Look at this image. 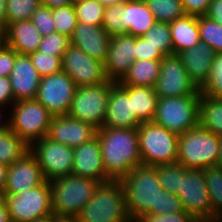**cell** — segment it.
Wrapping results in <instances>:
<instances>
[{"mask_svg": "<svg viewBox=\"0 0 222 222\" xmlns=\"http://www.w3.org/2000/svg\"><path fill=\"white\" fill-rule=\"evenodd\" d=\"M110 40L111 36L101 25L77 22L70 44L80 48L93 59L104 63Z\"/></svg>", "mask_w": 222, "mask_h": 222, "instance_id": "21", "label": "cell"}, {"mask_svg": "<svg viewBox=\"0 0 222 222\" xmlns=\"http://www.w3.org/2000/svg\"><path fill=\"white\" fill-rule=\"evenodd\" d=\"M62 71L72 78L77 87L97 85L108 81L104 63L93 59L83 50L71 44L62 57Z\"/></svg>", "mask_w": 222, "mask_h": 222, "instance_id": "15", "label": "cell"}, {"mask_svg": "<svg viewBox=\"0 0 222 222\" xmlns=\"http://www.w3.org/2000/svg\"><path fill=\"white\" fill-rule=\"evenodd\" d=\"M209 222H222V215L211 218Z\"/></svg>", "mask_w": 222, "mask_h": 222, "instance_id": "60", "label": "cell"}, {"mask_svg": "<svg viewBox=\"0 0 222 222\" xmlns=\"http://www.w3.org/2000/svg\"><path fill=\"white\" fill-rule=\"evenodd\" d=\"M50 182L51 208L57 216H78L100 184L89 178L67 175Z\"/></svg>", "mask_w": 222, "mask_h": 222, "instance_id": "4", "label": "cell"}, {"mask_svg": "<svg viewBox=\"0 0 222 222\" xmlns=\"http://www.w3.org/2000/svg\"><path fill=\"white\" fill-rule=\"evenodd\" d=\"M163 54L143 36L136 37V60H162Z\"/></svg>", "mask_w": 222, "mask_h": 222, "instance_id": "45", "label": "cell"}, {"mask_svg": "<svg viewBox=\"0 0 222 222\" xmlns=\"http://www.w3.org/2000/svg\"><path fill=\"white\" fill-rule=\"evenodd\" d=\"M72 175L89 178L100 183L112 180L104 168L97 135L90 141L73 148Z\"/></svg>", "mask_w": 222, "mask_h": 222, "instance_id": "19", "label": "cell"}, {"mask_svg": "<svg viewBox=\"0 0 222 222\" xmlns=\"http://www.w3.org/2000/svg\"><path fill=\"white\" fill-rule=\"evenodd\" d=\"M46 181L37 158L29 151L21 159L8 166L3 195L19 194L20 191L29 190Z\"/></svg>", "mask_w": 222, "mask_h": 222, "instance_id": "17", "label": "cell"}, {"mask_svg": "<svg viewBox=\"0 0 222 222\" xmlns=\"http://www.w3.org/2000/svg\"><path fill=\"white\" fill-rule=\"evenodd\" d=\"M197 220L186 212L162 215H142L134 222H196Z\"/></svg>", "mask_w": 222, "mask_h": 222, "instance_id": "46", "label": "cell"}, {"mask_svg": "<svg viewBox=\"0 0 222 222\" xmlns=\"http://www.w3.org/2000/svg\"><path fill=\"white\" fill-rule=\"evenodd\" d=\"M161 60H135L120 85L154 87L160 73Z\"/></svg>", "mask_w": 222, "mask_h": 222, "instance_id": "27", "label": "cell"}, {"mask_svg": "<svg viewBox=\"0 0 222 222\" xmlns=\"http://www.w3.org/2000/svg\"><path fill=\"white\" fill-rule=\"evenodd\" d=\"M30 151V146L10 128L0 131V163L12 165Z\"/></svg>", "mask_w": 222, "mask_h": 222, "instance_id": "30", "label": "cell"}, {"mask_svg": "<svg viewBox=\"0 0 222 222\" xmlns=\"http://www.w3.org/2000/svg\"><path fill=\"white\" fill-rule=\"evenodd\" d=\"M199 125L217 136H222V98L201 94Z\"/></svg>", "mask_w": 222, "mask_h": 222, "instance_id": "29", "label": "cell"}, {"mask_svg": "<svg viewBox=\"0 0 222 222\" xmlns=\"http://www.w3.org/2000/svg\"><path fill=\"white\" fill-rule=\"evenodd\" d=\"M212 0H182L185 14L204 16Z\"/></svg>", "mask_w": 222, "mask_h": 222, "instance_id": "48", "label": "cell"}, {"mask_svg": "<svg viewBox=\"0 0 222 222\" xmlns=\"http://www.w3.org/2000/svg\"><path fill=\"white\" fill-rule=\"evenodd\" d=\"M154 90L159 98L201 95L177 54L164 56Z\"/></svg>", "mask_w": 222, "mask_h": 222, "instance_id": "14", "label": "cell"}, {"mask_svg": "<svg viewBox=\"0 0 222 222\" xmlns=\"http://www.w3.org/2000/svg\"><path fill=\"white\" fill-rule=\"evenodd\" d=\"M217 166L222 167V136H219V152H218Z\"/></svg>", "mask_w": 222, "mask_h": 222, "instance_id": "58", "label": "cell"}, {"mask_svg": "<svg viewBox=\"0 0 222 222\" xmlns=\"http://www.w3.org/2000/svg\"><path fill=\"white\" fill-rule=\"evenodd\" d=\"M201 95L159 98L153 122L182 135L199 125Z\"/></svg>", "mask_w": 222, "mask_h": 222, "instance_id": "7", "label": "cell"}, {"mask_svg": "<svg viewBox=\"0 0 222 222\" xmlns=\"http://www.w3.org/2000/svg\"><path fill=\"white\" fill-rule=\"evenodd\" d=\"M47 181L72 175L73 148L44 137L30 146Z\"/></svg>", "mask_w": 222, "mask_h": 222, "instance_id": "13", "label": "cell"}, {"mask_svg": "<svg viewBox=\"0 0 222 222\" xmlns=\"http://www.w3.org/2000/svg\"><path fill=\"white\" fill-rule=\"evenodd\" d=\"M31 21L42 36H46L55 32L52 9L47 6L41 4L34 11Z\"/></svg>", "mask_w": 222, "mask_h": 222, "instance_id": "43", "label": "cell"}, {"mask_svg": "<svg viewBox=\"0 0 222 222\" xmlns=\"http://www.w3.org/2000/svg\"><path fill=\"white\" fill-rule=\"evenodd\" d=\"M33 222H54V214H51V215L44 217V218L37 219Z\"/></svg>", "mask_w": 222, "mask_h": 222, "instance_id": "59", "label": "cell"}, {"mask_svg": "<svg viewBox=\"0 0 222 222\" xmlns=\"http://www.w3.org/2000/svg\"><path fill=\"white\" fill-rule=\"evenodd\" d=\"M55 32L69 38L77 26V16L73 4L52 8Z\"/></svg>", "mask_w": 222, "mask_h": 222, "instance_id": "37", "label": "cell"}, {"mask_svg": "<svg viewBox=\"0 0 222 222\" xmlns=\"http://www.w3.org/2000/svg\"><path fill=\"white\" fill-rule=\"evenodd\" d=\"M3 42L2 40V34L0 33V44Z\"/></svg>", "mask_w": 222, "mask_h": 222, "instance_id": "62", "label": "cell"}, {"mask_svg": "<svg viewBox=\"0 0 222 222\" xmlns=\"http://www.w3.org/2000/svg\"><path fill=\"white\" fill-rule=\"evenodd\" d=\"M185 171L186 168L178 162L157 165V174L162 189L170 194L177 195V189H179V177H181Z\"/></svg>", "mask_w": 222, "mask_h": 222, "instance_id": "38", "label": "cell"}, {"mask_svg": "<svg viewBox=\"0 0 222 222\" xmlns=\"http://www.w3.org/2000/svg\"><path fill=\"white\" fill-rule=\"evenodd\" d=\"M41 0H6V26L18 21L31 20Z\"/></svg>", "mask_w": 222, "mask_h": 222, "instance_id": "35", "label": "cell"}, {"mask_svg": "<svg viewBox=\"0 0 222 222\" xmlns=\"http://www.w3.org/2000/svg\"><path fill=\"white\" fill-rule=\"evenodd\" d=\"M105 7L114 5V4H120V3H125L128 1H133V0H99Z\"/></svg>", "mask_w": 222, "mask_h": 222, "instance_id": "57", "label": "cell"}, {"mask_svg": "<svg viewBox=\"0 0 222 222\" xmlns=\"http://www.w3.org/2000/svg\"><path fill=\"white\" fill-rule=\"evenodd\" d=\"M205 16L222 25V0H212Z\"/></svg>", "mask_w": 222, "mask_h": 222, "instance_id": "50", "label": "cell"}, {"mask_svg": "<svg viewBox=\"0 0 222 222\" xmlns=\"http://www.w3.org/2000/svg\"><path fill=\"white\" fill-rule=\"evenodd\" d=\"M143 37L153 47L158 48L163 56L174 54L169 23L156 21Z\"/></svg>", "mask_w": 222, "mask_h": 222, "instance_id": "34", "label": "cell"}, {"mask_svg": "<svg viewBox=\"0 0 222 222\" xmlns=\"http://www.w3.org/2000/svg\"><path fill=\"white\" fill-rule=\"evenodd\" d=\"M156 22L144 0L126 2V31L134 37L143 36Z\"/></svg>", "mask_w": 222, "mask_h": 222, "instance_id": "28", "label": "cell"}, {"mask_svg": "<svg viewBox=\"0 0 222 222\" xmlns=\"http://www.w3.org/2000/svg\"><path fill=\"white\" fill-rule=\"evenodd\" d=\"M54 222H79L77 216H57L54 215Z\"/></svg>", "mask_w": 222, "mask_h": 222, "instance_id": "56", "label": "cell"}, {"mask_svg": "<svg viewBox=\"0 0 222 222\" xmlns=\"http://www.w3.org/2000/svg\"><path fill=\"white\" fill-rule=\"evenodd\" d=\"M101 26L111 37L127 34L126 2L105 7Z\"/></svg>", "mask_w": 222, "mask_h": 222, "instance_id": "33", "label": "cell"}, {"mask_svg": "<svg viewBox=\"0 0 222 222\" xmlns=\"http://www.w3.org/2000/svg\"><path fill=\"white\" fill-rule=\"evenodd\" d=\"M215 55L213 48L201 41L178 54L191 81L199 90L207 82Z\"/></svg>", "mask_w": 222, "mask_h": 222, "instance_id": "23", "label": "cell"}, {"mask_svg": "<svg viewBox=\"0 0 222 222\" xmlns=\"http://www.w3.org/2000/svg\"><path fill=\"white\" fill-rule=\"evenodd\" d=\"M218 152L219 136L200 125L179 135L177 162L186 169L216 166Z\"/></svg>", "mask_w": 222, "mask_h": 222, "instance_id": "5", "label": "cell"}, {"mask_svg": "<svg viewBox=\"0 0 222 222\" xmlns=\"http://www.w3.org/2000/svg\"><path fill=\"white\" fill-rule=\"evenodd\" d=\"M185 212L182 201L176 194H170L166 190H160L158 200V215Z\"/></svg>", "mask_w": 222, "mask_h": 222, "instance_id": "44", "label": "cell"}, {"mask_svg": "<svg viewBox=\"0 0 222 222\" xmlns=\"http://www.w3.org/2000/svg\"><path fill=\"white\" fill-rule=\"evenodd\" d=\"M121 86L128 92L129 99H132L133 111H135L137 119L141 123L152 121L159 99L154 87L132 85Z\"/></svg>", "mask_w": 222, "mask_h": 222, "instance_id": "26", "label": "cell"}, {"mask_svg": "<svg viewBox=\"0 0 222 222\" xmlns=\"http://www.w3.org/2000/svg\"><path fill=\"white\" fill-rule=\"evenodd\" d=\"M77 21L101 25L105 6L99 0H86L74 5Z\"/></svg>", "mask_w": 222, "mask_h": 222, "instance_id": "39", "label": "cell"}, {"mask_svg": "<svg viewBox=\"0 0 222 222\" xmlns=\"http://www.w3.org/2000/svg\"><path fill=\"white\" fill-rule=\"evenodd\" d=\"M126 209L134 222L142 215H158V200L162 187L157 166L140 165L119 180Z\"/></svg>", "mask_w": 222, "mask_h": 222, "instance_id": "2", "label": "cell"}, {"mask_svg": "<svg viewBox=\"0 0 222 222\" xmlns=\"http://www.w3.org/2000/svg\"><path fill=\"white\" fill-rule=\"evenodd\" d=\"M97 128L92 124L68 115L52 116L47 138L76 148L96 136Z\"/></svg>", "mask_w": 222, "mask_h": 222, "instance_id": "18", "label": "cell"}, {"mask_svg": "<svg viewBox=\"0 0 222 222\" xmlns=\"http://www.w3.org/2000/svg\"><path fill=\"white\" fill-rule=\"evenodd\" d=\"M0 222H11L3 196H0Z\"/></svg>", "mask_w": 222, "mask_h": 222, "instance_id": "55", "label": "cell"}, {"mask_svg": "<svg viewBox=\"0 0 222 222\" xmlns=\"http://www.w3.org/2000/svg\"><path fill=\"white\" fill-rule=\"evenodd\" d=\"M136 60V37L129 34L111 37L107 57L104 61L108 80L119 82Z\"/></svg>", "mask_w": 222, "mask_h": 222, "instance_id": "16", "label": "cell"}, {"mask_svg": "<svg viewBox=\"0 0 222 222\" xmlns=\"http://www.w3.org/2000/svg\"><path fill=\"white\" fill-rule=\"evenodd\" d=\"M32 64L41 76L62 71V57L42 53L38 50L29 54Z\"/></svg>", "mask_w": 222, "mask_h": 222, "instance_id": "41", "label": "cell"}, {"mask_svg": "<svg viewBox=\"0 0 222 222\" xmlns=\"http://www.w3.org/2000/svg\"><path fill=\"white\" fill-rule=\"evenodd\" d=\"M114 83L108 80L102 84L77 87L67 115L90 123L97 129L102 128L110 87Z\"/></svg>", "mask_w": 222, "mask_h": 222, "instance_id": "10", "label": "cell"}, {"mask_svg": "<svg viewBox=\"0 0 222 222\" xmlns=\"http://www.w3.org/2000/svg\"><path fill=\"white\" fill-rule=\"evenodd\" d=\"M17 53L4 42L0 44V76L9 77L13 70Z\"/></svg>", "mask_w": 222, "mask_h": 222, "instance_id": "47", "label": "cell"}, {"mask_svg": "<svg viewBox=\"0 0 222 222\" xmlns=\"http://www.w3.org/2000/svg\"><path fill=\"white\" fill-rule=\"evenodd\" d=\"M200 41L207 43L216 53H222V25L204 16H198Z\"/></svg>", "mask_w": 222, "mask_h": 222, "instance_id": "36", "label": "cell"}, {"mask_svg": "<svg viewBox=\"0 0 222 222\" xmlns=\"http://www.w3.org/2000/svg\"><path fill=\"white\" fill-rule=\"evenodd\" d=\"M7 171H8V166L0 163V196L3 195V192L6 187Z\"/></svg>", "mask_w": 222, "mask_h": 222, "instance_id": "51", "label": "cell"}, {"mask_svg": "<svg viewBox=\"0 0 222 222\" xmlns=\"http://www.w3.org/2000/svg\"><path fill=\"white\" fill-rule=\"evenodd\" d=\"M103 165L112 180L119 181L142 165L137 129L100 128L96 133Z\"/></svg>", "mask_w": 222, "mask_h": 222, "instance_id": "1", "label": "cell"}, {"mask_svg": "<svg viewBox=\"0 0 222 222\" xmlns=\"http://www.w3.org/2000/svg\"><path fill=\"white\" fill-rule=\"evenodd\" d=\"M41 77L29 55L17 53L13 70L9 75L15 101L36 99Z\"/></svg>", "mask_w": 222, "mask_h": 222, "instance_id": "22", "label": "cell"}, {"mask_svg": "<svg viewBox=\"0 0 222 222\" xmlns=\"http://www.w3.org/2000/svg\"><path fill=\"white\" fill-rule=\"evenodd\" d=\"M137 132L143 165L157 166L177 162L179 135L153 121L141 123Z\"/></svg>", "mask_w": 222, "mask_h": 222, "instance_id": "6", "label": "cell"}, {"mask_svg": "<svg viewBox=\"0 0 222 222\" xmlns=\"http://www.w3.org/2000/svg\"><path fill=\"white\" fill-rule=\"evenodd\" d=\"M69 45V37L57 32H53L51 34L43 36L38 51L51 54L53 56L63 57Z\"/></svg>", "mask_w": 222, "mask_h": 222, "instance_id": "42", "label": "cell"}, {"mask_svg": "<svg viewBox=\"0 0 222 222\" xmlns=\"http://www.w3.org/2000/svg\"><path fill=\"white\" fill-rule=\"evenodd\" d=\"M15 102L9 77L0 76V105L11 108Z\"/></svg>", "mask_w": 222, "mask_h": 222, "instance_id": "49", "label": "cell"}, {"mask_svg": "<svg viewBox=\"0 0 222 222\" xmlns=\"http://www.w3.org/2000/svg\"><path fill=\"white\" fill-rule=\"evenodd\" d=\"M6 0H0V33L3 34L6 28Z\"/></svg>", "mask_w": 222, "mask_h": 222, "instance_id": "52", "label": "cell"}, {"mask_svg": "<svg viewBox=\"0 0 222 222\" xmlns=\"http://www.w3.org/2000/svg\"><path fill=\"white\" fill-rule=\"evenodd\" d=\"M2 196L11 222H33L53 214L49 181L19 194Z\"/></svg>", "mask_w": 222, "mask_h": 222, "instance_id": "9", "label": "cell"}, {"mask_svg": "<svg viewBox=\"0 0 222 222\" xmlns=\"http://www.w3.org/2000/svg\"><path fill=\"white\" fill-rule=\"evenodd\" d=\"M177 196L182 201L185 212L197 221H209L212 218L210 195L202 170L186 169L179 177Z\"/></svg>", "mask_w": 222, "mask_h": 222, "instance_id": "11", "label": "cell"}, {"mask_svg": "<svg viewBox=\"0 0 222 222\" xmlns=\"http://www.w3.org/2000/svg\"><path fill=\"white\" fill-rule=\"evenodd\" d=\"M77 217L79 222H132L121 183L117 180L100 183Z\"/></svg>", "mask_w": 222, "mask_h": 222, "instance_id": "3", "label": "cell"}, {"mask_svg": "<svg viewBox=\"0 0 222 222\" xmlns=\"http://www.w3.org/2000/svg\"><path fill=\"white\" fill-rule=\"evenodd\" d=\"M41 4L49 8L66 6L71 4V0H41Z\"/></svg>", "mask_w": 222, "mask_h": 222, "instance_id": "53", "label": "cell"}, {"mask_svg": "<svg viewBox=\"0 0 222 222\" xmlns=\"http://www.w3.org/2000/svg\"><path fill=\"white\" fill-rule=\"evenodd\" d=\"M158 22H173L185 15L182 0H144Z\"/></svg>", "mask_w": 222, "mask_h": 222, "instance_id": "32", "label": "cell"}, {"mask_svg": "<svg viewBox=\"0 0 222 222\" xmlns=\"http://www.w3.org/2000/svg\"><path fill=\"white\" fill-rule=\"evenodd\" d=\"M43 36L31 20L8 24L2 34L3 42L18 54L29 55L38 50Z\"/></svg>", "mask_w": 222, "mask_h": 222, "instance_id": "24", "label": "cell"}, {"mask_svg": "<svg viewBox=\"0 0 222 222\" xmlns=\"http://www.w3.org/2000/svg\"><path fill=\"white\" fill-rule=\"evenodd\" d=\"M141 122L133 111L132 99L128 92L115 82L110 87L106 116L102 128L137 129Z\"/></svg>", "mask_w": 222, "mask_h": 222, "instance_id": "20", "label": "cell"}, {"mask_svg": "<svg viewBox=\"0 0 222 222\" xmlns=\"http://www.w3.org/2000/svg\"><path fill=\"white\" fill-rule=\"evenodd\" d=\"M84 1H86V0H71V4L75 5V4L84 2Z\"/></svg>", "mask_w": 222, "mask_h": 222, "instance_id": "61", "label": "cell"}, {"mask_svg": "<svg viewBox=\"0 0 222 222\" xmlns=\"http://www.w3.org/2000/svg\"><path fill=\"white\" fill-rule=\"evenodd\" d=\"M174 54H179L200 42L198 16L185 14L169 23Z\"/></svg>", "mask_w": 222, "mask_h": 222, "instance_id": "25", "label": "cell"}, {"mask_svg": "<svg viewBox=\"0 0 222 222\" xmlns=\"http://www.w3.org/2000/svg\"><path fill=\"white\" fill-rule=\"evenodd\" d=\"M200 91L203 95L222 98V53H216L210 75Z\"/></svg>", "mask_w": 222, "mask_h": 222, "instance_id": "40", "label": "cell"}, {"mask_svg": "<svg viewBox=\"0 0 222 222\" xmlns=\"http://www.w3.org/2000/svg\"><path fill=\"white\" fill-rule=\"evenodd\" d=\"M4 108L6 110H4ZM5 112H8V116L4 115V114H6ZM9 117H10L9 116V108L7 109L5 106L0 105V131H3L5 129L9 128Z\"/></svg>", "mask_w": 222, "mask_h": 222, "instance_id": "54", "label": "cell"}, {"mask_svg": "<svg viewBox=\"0 0 222 222\" xmlns=\"http://www.w3.org/2000/svg\"><path fill=\"white\" fill-rule=\"evenodd\" d=\"M76 84L63 71L41 77L36 100L53 116L67 115Z\"/></svg>", "mask_w": 222, "mask_h": 222, "instance_id": "12", "label": "cell"}, {"mask_svg": "<svg viewBox=\"0 0 222 222\" xmlns=\"http://www.w3.org/2000/svg\"><path fill=\"white\" fill-rule=\"evenodd\" d=\"M9 110V128L29 146L47 136L52 114L36 99L16 101Z\"/></svg>", "mask_w": 222, "mask_h": 222, "instance_id": "8", "label": "cell"}, {"mask_svg": "<svg viewBox=\"0 0 222 222\" xmlns=\"http://www.w3.org/2000/svg\"><path fill=\"white\" fill-rule=\"evenodd\" d=\"M202 171L210 195L212 218H214L222 215V167L209 166Z\"/></svg>", "mask_w": 222, "mask_h": 222, "instance_id": "31", "label": "cell"}]
</instances>
